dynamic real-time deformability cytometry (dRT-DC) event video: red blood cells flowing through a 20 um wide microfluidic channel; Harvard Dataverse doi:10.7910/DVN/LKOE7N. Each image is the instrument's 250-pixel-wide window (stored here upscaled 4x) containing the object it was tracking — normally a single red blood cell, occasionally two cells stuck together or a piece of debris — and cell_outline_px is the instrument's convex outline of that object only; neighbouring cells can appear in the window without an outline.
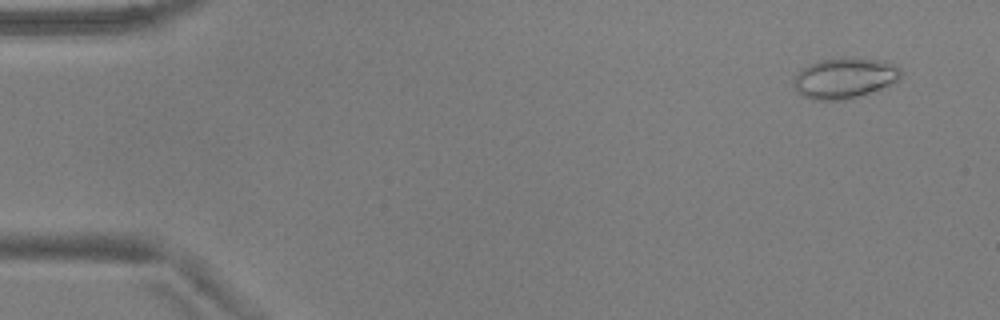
{"species": "common noctule bat (a hibernating species)", "species_latin": "Nyctalus noctula", "temperature_condition": "warm", "stored_images_in_passage": 54, "camera_frame_rate_fps": 3000, "um_per_image_px": 0.085, "animal": {"sex": "male", "body_mass_g": 17.9, "forearm_length_mm": 54.2}, "frame": {"image": 1, "passage_image": 4, "time_ms": 1.0, "image_size_px": [1000, 320], "cell_outline_px": [[904, 72], [900, 80], [860, 96], [844, 100], [812, 100], [800, 96], [792, 80], [804, 68], [820, 60], [844, 56], [852, 56], [880, 60], [892, 64], [900, 68]], "centroid_in_image_um": [71.82, 6.63], "position_along_channel_um": 13.2, "area_um2": 25.61}}
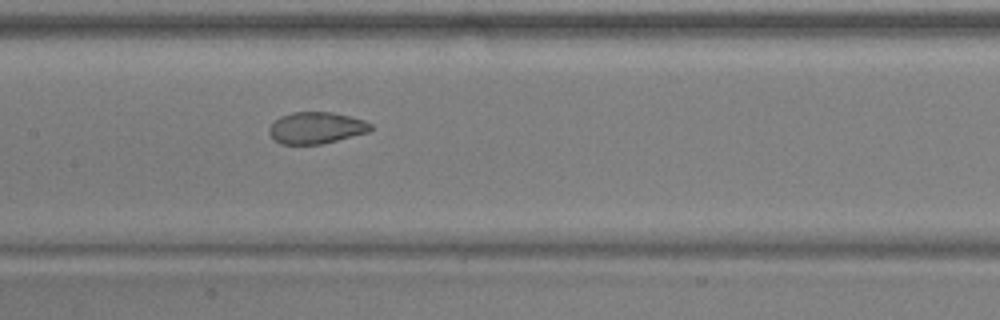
{"frame": {"image": 2, "passage_image": 27, "time_ms": 8.667, "image_size_px": [1000, 320], "cell_outline_px": [[372, 128], [368, 132], [320, 144], [280, 144], [268, 132], [268, 128], [280, 116], [292, 112], [332, 112], [364, 120], [372, 124]], "centroid_in_image_um": [26.86, 10.86], "position_along_channel_um": 180.5, "area_um2": 18.5}}
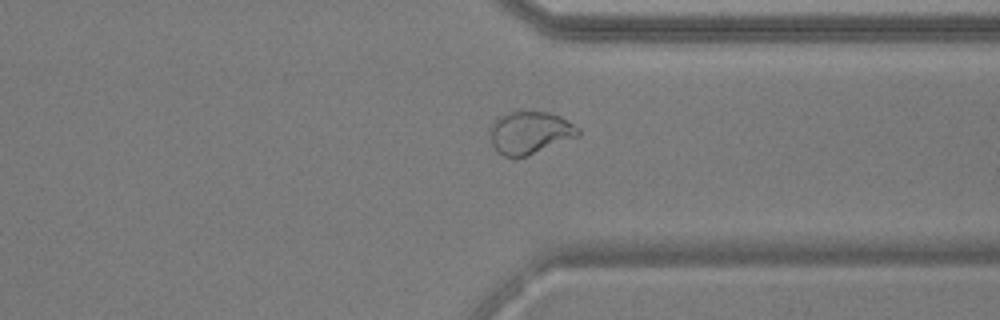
{"frame": {"image": 3, "passage_image": 42, "time_ms": 13.667, "image_size_px": [1000, 320], "cell_outline_px": [[580, 136], [524, 156], [504, 156], [492, 144], [488, 132], [492, 124], [500, 116], [512, 112], [548, 112], [560, 116], [580, 128]], "centroid_in_image_um": [45.06, 11.26], "position_along_channel_um": 366.3, "area_um2": 21.44}, "authors_computed_cell_mechanics": {"area_um2": 22.4264, "velocity_mm_per_s": 3.7215, "shape_relaxation_time_tau1_ms": 9.9082, "shape_relaxation_time_tau2_ms": 0.8715, "deformation_change_tau1": 0.2486, "deformation_change_tau2": 0.0499}}